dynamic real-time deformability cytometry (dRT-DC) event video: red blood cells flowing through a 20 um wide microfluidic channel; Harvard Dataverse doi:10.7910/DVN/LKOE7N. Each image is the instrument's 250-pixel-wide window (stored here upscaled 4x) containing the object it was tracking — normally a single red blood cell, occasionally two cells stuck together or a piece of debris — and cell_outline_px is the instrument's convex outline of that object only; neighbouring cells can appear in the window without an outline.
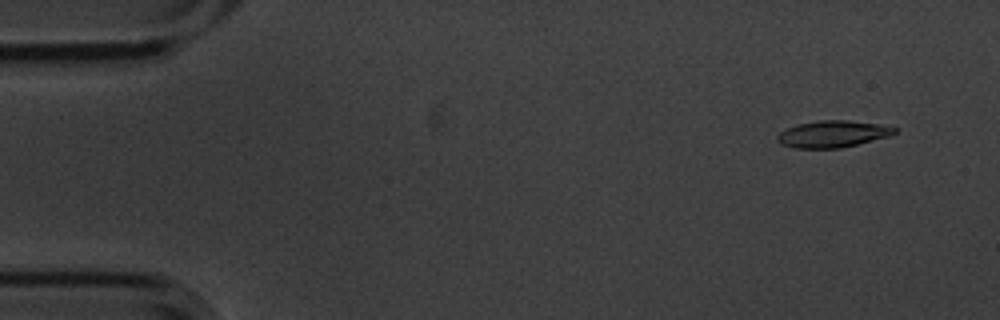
{"species": "common noctule bat (a hibernating species)", "species_latin": "Nyctalus noctula", "temperature_condition": "cold", "stored_images_in_passage": 9, "camera_frame_rate_fps": 3000, "um_per_image_px": 0.085, "animal": {"sex": "male", "body_mass_g": 20.1, "forearm_length_mm": 53.5}, "frame": {"image": 1, "passage_image": 1, "time_ms": 0.0, "image_size_px": [1000, 320], "cell_outline_px": [[896, 132], [892, 136], [840, 148], [796, 148], [780, 144], [776, 140], [776, 136], [780, 132], [796, 124], [820, 120], [848, 120], [876, 124], [896, 128]], "centroid_in_image_um": [70.76, 11.39], "position_along_channel_um": 14.2, "area_um2": 18.26}}
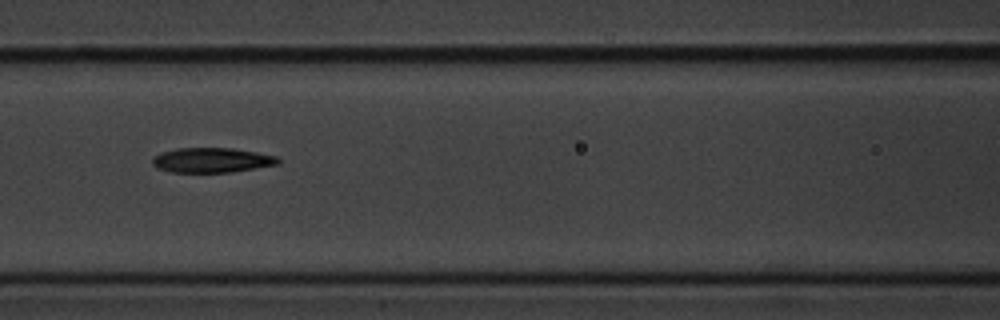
{"frame": {"image": 2, "passage_image": 6, "time_ms": 1.667, "image_size_px": [1000, 320], "cell_outline_px": [[280, 164], [232, 172], [172, 172], [156, 168], [152, 164], [152, 156], [160, 152], [176, 148], [232, 148], [256, 152], [276, 156], [280, 160]], "centroid_in_image_um": [17.97, 13.61], "position_along_channel_um": 148.6, "area_um2": 18.32}}
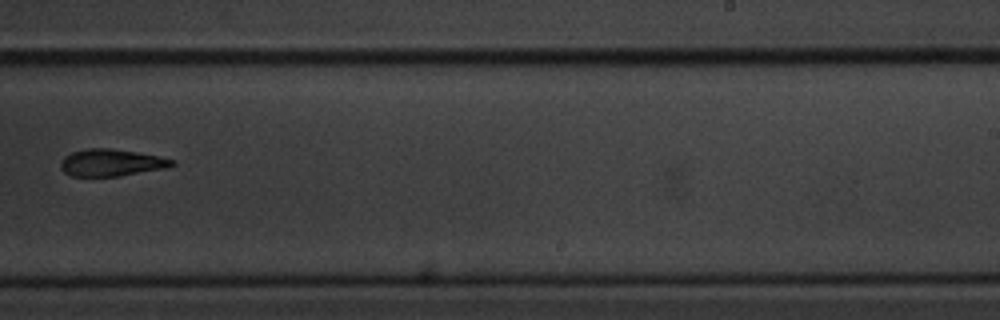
{"frame": {"image": 3, "passage_image": 9, "time_ms": 2.667, "image_size_px": [1000, 320], "cell_outline_px": [[176, 164], [164, 168], [120, 176], [72, 176], [64, 172], [60, 168], [60, 164], [64, 156], [72, 152], [88, 148], [108, 148], [136, 152], [160, 156], [176, 160]], "centroid_in_image_um": [9.46, 13.82], "position_along_channel_um": 279.5, "area_um2": 17.51}}